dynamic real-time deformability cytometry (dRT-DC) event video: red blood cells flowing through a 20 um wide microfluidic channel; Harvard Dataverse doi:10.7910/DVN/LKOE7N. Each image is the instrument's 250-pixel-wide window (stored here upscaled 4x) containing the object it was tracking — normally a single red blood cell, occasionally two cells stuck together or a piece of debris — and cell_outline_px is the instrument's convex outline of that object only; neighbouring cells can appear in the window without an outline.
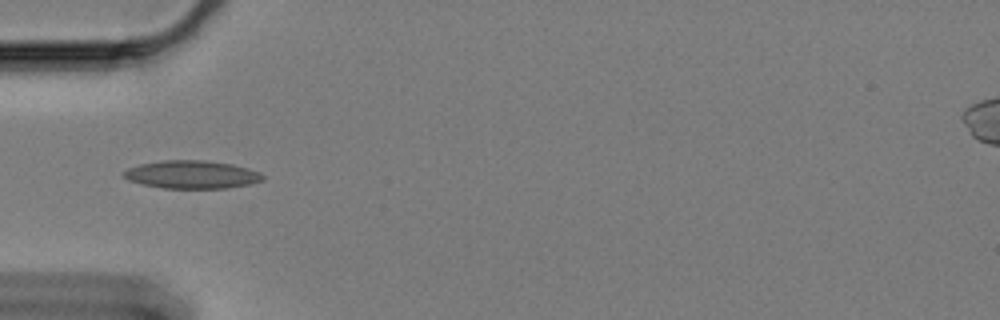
{"species": "Egyptian fruit bat (a non-hibernating species)", "species_latin": "Rousettus aegyptiacus", "temperature_condition": "cold", "stored_images_in_passage": 42, "camera_frame_rate_fps": 3000, "um_per_image_px": 0.085, "animal": {"sex": "female"}, "frame": {"image": 1, "passage_image": 1, "time_ms": 0.0, "image_size_px": [1000, 320], "cell_outline_px": [[264, 180], [252, 184], [228, 188], [164, 188], [144, 184], [128, 180], [124, 176], [124, 172], [128, 168], [140, 164], [164, 160], [204, 160], [232, 164], [248, 168], [260, 172], [264, 176]], "centroid_in_image_um": [16.36, 14.84], "position_along_channel_um": 68.6, "area_um2": 22.66}}
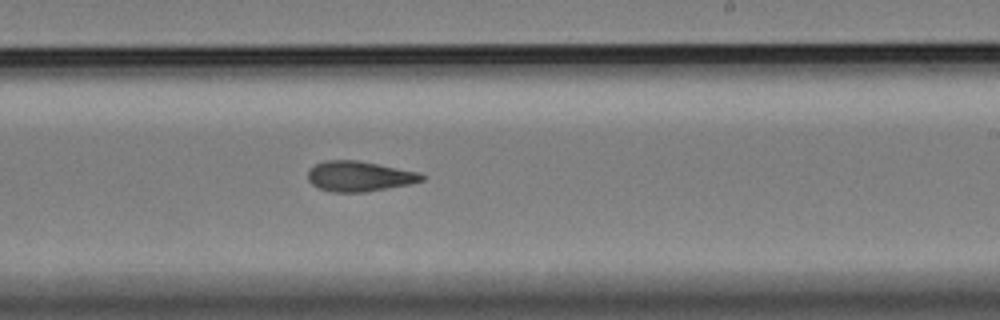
{"frame": {"image": 2, "passage_image": 18, "time_ms": 5.667, "image_size_px": [1000, 320], "cell_outline_px": [[424, 180], [408, 184], [364, 192], [332, 192], [320, 188], [312, 184], [308, 180], [308, 172], [316, 164], [324, 160], [356, 160], [420, 172], [424, 176]], "centroid_in_image_um": [30.53, 14.98], "position_along_channel_um": 258.5, "area_um2": 19.83}}
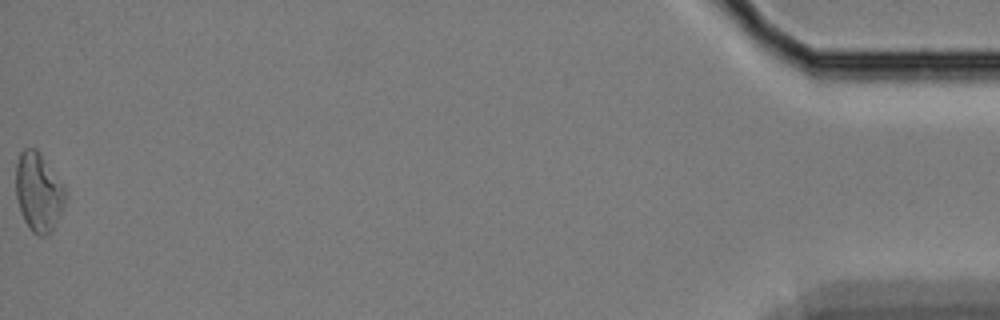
{"frame": {"image": 3, "passage_image": 42, "time_ms": 13.667, "image_size_px": [1000, 320], "cell_outline_px": [[68, 196], [52, 228], [44, 236], [36, 236], [28, 228], [20, 212], [16, 196], [16, 164], [20, 152], [24, 148], [36, 148], [64, 184]], "centroid_in_image_um": [3.27, 16.31], "position_along_channel_um": 431.9, "area_um2": 22.77}, "authors_computed_cell_mechanics": {"area_um2": 20.1722, "velocity_mm_per_s": 3.3341, "shape_relaxation_time_tau1_ms": null, "shape_relaxation_time_tau2_ms": 5.4989, "deformation_change_tau1": null, "deformation_change_tau2": 0.1375}}